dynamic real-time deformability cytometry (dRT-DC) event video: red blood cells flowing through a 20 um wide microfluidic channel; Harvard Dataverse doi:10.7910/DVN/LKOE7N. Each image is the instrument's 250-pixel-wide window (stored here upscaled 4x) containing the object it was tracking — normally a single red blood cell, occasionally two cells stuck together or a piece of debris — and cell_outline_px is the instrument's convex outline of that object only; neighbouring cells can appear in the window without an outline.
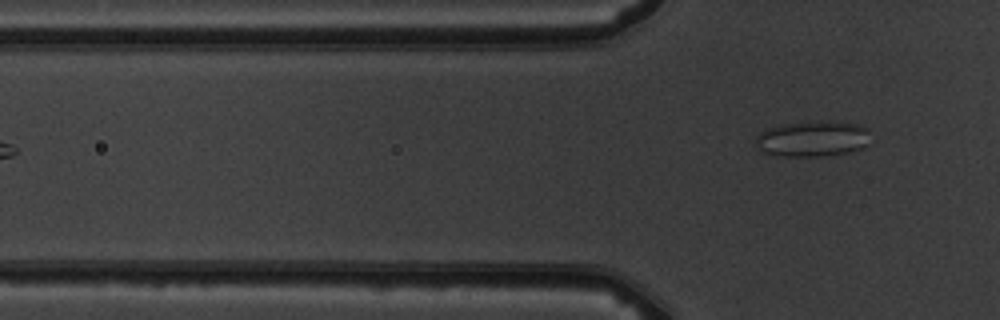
{"species": "common noctule bat (a hibernating species)", "species_latin": "Nyctalus noctula", "temperature_condition": "warm", "stored_images_in_passage": 7, "segment_of_instrument_passage": [2, 2], "camera_frame_rate_fps": 3000, "um_per_image_px": 0.085, "animal": {"sex": "male", "body_mass_g": 19.5, "forearm_length_mm": 54.6}, "frame": {"image": 1, "passage_image": 7, "time_ms": 7.0, "image_size_px": [1000, 320], "cell_outline_px": [[868, 144], [860, 148], [848, 152], [824, 156], [780, 156], [760, 152], [756, 144], [756, 136], [764, 128], [780, 124], [820, 120], [824, 120], [860, 124], [868, 128]], "centroid_in_image_um": [69.03, 11.78], "position_along_channel_um": 56.8, "area_um2": 24.33}}